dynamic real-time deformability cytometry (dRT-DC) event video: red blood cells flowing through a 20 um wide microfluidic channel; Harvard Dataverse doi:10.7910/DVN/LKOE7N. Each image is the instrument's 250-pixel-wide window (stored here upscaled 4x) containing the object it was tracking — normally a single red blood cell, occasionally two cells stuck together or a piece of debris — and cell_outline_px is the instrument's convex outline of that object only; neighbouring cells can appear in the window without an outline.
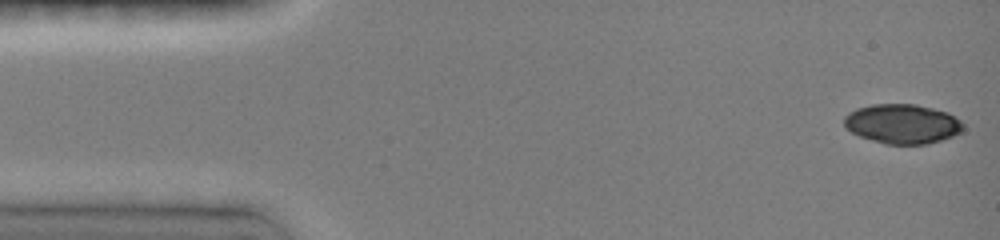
{"species": "common noctule bat (a hibernating species)", "species_latin": "Nyctalus noctula", "temperature_condition": "room temperature", "stored_images_in_passage": 18, "camera_frame_rate_fps": 3000, "um_per_image_px": 0.085, "animal": {"sex": "female", "body_mass_g": 19.0, "forearm_length_mm": 51.5}, "frame": {"image": 1, "passage_image": 1, "time_ms": 0.0, "image_size_px": [1000, 240], "cell_outline_px": [[964, 128], [960, 132], [952, 136], [928, 144], [884, 144], [860, 136], [852, 132], [844, 124], [844, 116], [848, 112], [856, 108], [872, 104], [916, 104], [948, 112], [960, 120], [964, 124]], "centroid_in_image_um": [76.7, 10.52], "position_along_channel_um": 8.3, "area_um2": 27.46}}